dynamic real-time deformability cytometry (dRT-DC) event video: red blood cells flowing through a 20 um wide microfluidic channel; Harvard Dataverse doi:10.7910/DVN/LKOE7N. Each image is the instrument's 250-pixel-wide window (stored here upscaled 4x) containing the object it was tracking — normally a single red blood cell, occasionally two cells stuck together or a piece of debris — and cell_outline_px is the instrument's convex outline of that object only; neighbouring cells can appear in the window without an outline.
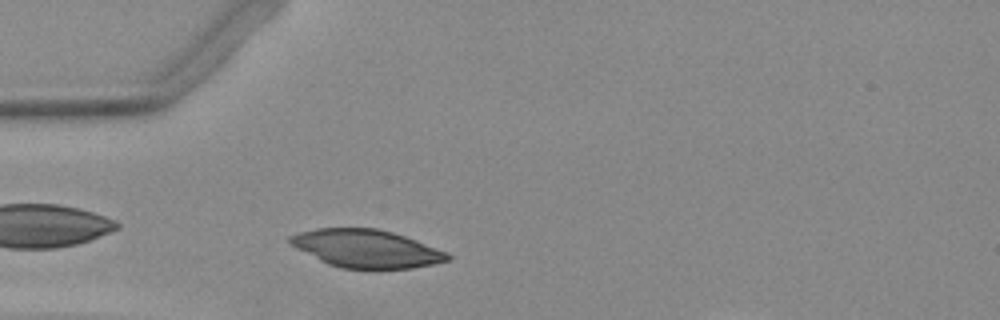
{"species": "Egyptian fruit bat (a non-hibernating species)", "species_latin": "Rousettus aegyptiacus", "temperature_condition": "warm", "stored_images_in_passage": 7, "camera_frame_rate_fps": 3000, "um_per_image_px": 0.085, "animal": {"sex": "female"}, "frame": {"image": 1, "passage_image": 3, "time_ms": 0.667, "image_size_px": [1000, 320], "cell_outline_px": [[452, 256], [448, 260], [432, 264], [412, 268], [344, 268], [328, 264], [296, 248], [288, 240], [288, 236], [296, 232], [316, 228], [376, 228], [392, 232], [416, 240], [448, 252]], "centroid_in_image_um": [31.12, 21.11], "position_along_channel_um": 53.9, "area_um2": 34.56}}